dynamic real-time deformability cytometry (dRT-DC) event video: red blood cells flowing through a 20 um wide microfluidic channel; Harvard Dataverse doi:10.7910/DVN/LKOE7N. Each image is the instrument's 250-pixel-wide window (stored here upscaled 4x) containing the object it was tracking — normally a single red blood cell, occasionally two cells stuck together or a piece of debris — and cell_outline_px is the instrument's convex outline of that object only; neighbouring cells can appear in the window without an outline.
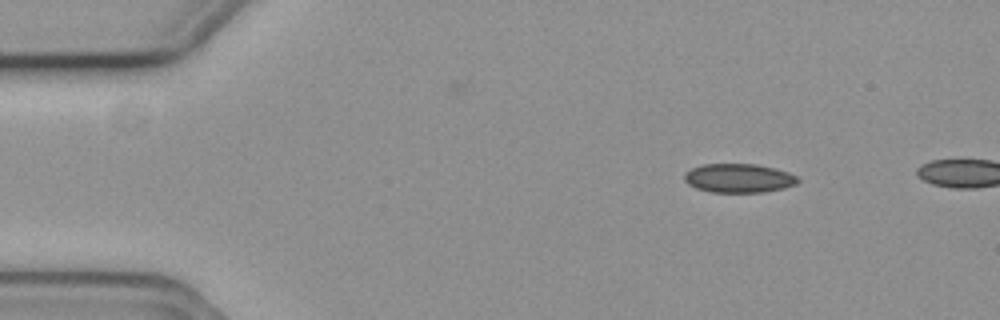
{"species": "common noctule bat (a hibernating species)", "species_latin": "Nyctalus noctula", "temperature_condition": "cold", "stored_images_in_passage": 5, "camera_frame_rate_fps": 3000, "um_per_image_px": 0.085, "animal": {"sex": "female", "body_mass_g": 19.3, "forearm_length_mm": 54.1}, "frame": {"image": 1, "passage_image": 1, "time_ms": 0.0, "image_size_px": [1000, 320], "cell_outline_px": [[800, 180], [796, 184], [784, 188], [764, 192], [712, 192], [696, 188], [688, 184], [684, 180], [684, 172], [700, 164], [756, 164], [776, 168], [788, 172], [796, 176]], "centroid_in_image_um": [62.78, 15.14], "position_along_channel_um": 22.2, "area_um2": 19.25}}